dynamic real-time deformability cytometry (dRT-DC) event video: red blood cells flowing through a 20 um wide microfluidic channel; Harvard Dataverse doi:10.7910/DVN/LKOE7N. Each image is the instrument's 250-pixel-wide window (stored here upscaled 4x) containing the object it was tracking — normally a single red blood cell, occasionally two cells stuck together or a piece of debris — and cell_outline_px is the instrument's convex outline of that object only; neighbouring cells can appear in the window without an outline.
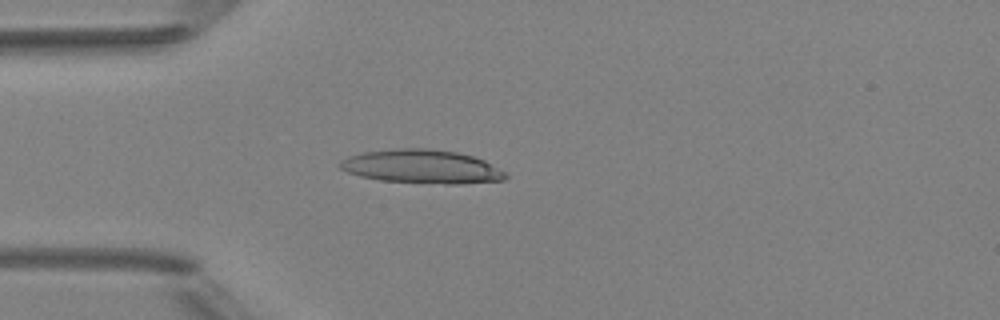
{"species": "Egyptian fruit bat (a non-hibernating species)", "species_latin": "Rousettus aegyptiacus", "temperature_condition": "room temperature", "stored_images_in_passage": 5, "camera_frame_rate_fps": 3000, "um_per_image_px": 0.085, "animal": {"sex": "female"}, "frame": {"image": 1, "passage_image": 4, "time_ms": 3.667, "image_size_px": [1000, 320], "cell_outline_px": [[508, 176], [504, 180], [460, 184], [444, 184], [380, 180], [360, 176], [348, 172], [340, 168], [340, 160], [348, 156], [364, 152], [400, 148], [428, 148], [456, 152], [472, 156], [484, 160], [504, 172]], "centroid_in_image_um": [35.85, 14.16], "position_along_channel_um": 49.2, "area_um2": 32.31}}